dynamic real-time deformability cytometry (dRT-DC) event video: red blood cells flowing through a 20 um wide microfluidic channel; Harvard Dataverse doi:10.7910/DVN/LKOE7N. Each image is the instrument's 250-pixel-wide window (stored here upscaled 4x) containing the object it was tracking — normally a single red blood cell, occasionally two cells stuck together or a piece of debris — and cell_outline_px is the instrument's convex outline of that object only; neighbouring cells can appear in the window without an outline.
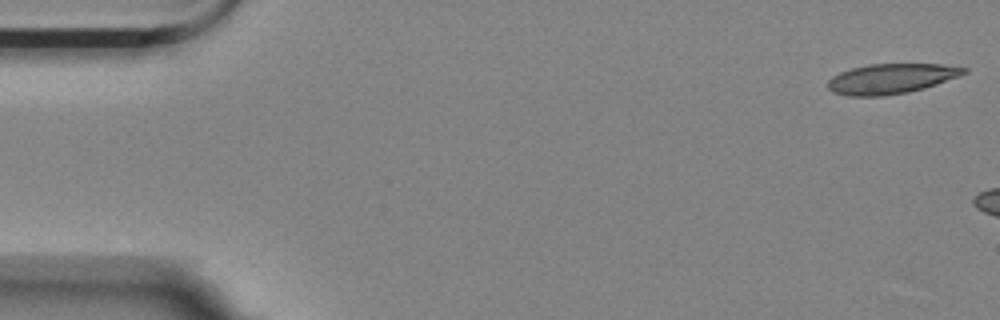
{"species": "Egyptian fruit bat (a non-hibernating species)", "species_latin": "Rousettus aegyptiacus", "temperature_condition": "room temperature", "stored_images_in_passage": 6, "camera_frame_rate_fps": 3000, "um_per_image_px": 0.085, "animal": {"sex": "female"}, "frame": {"image": 1, "passage_image": 1, "time_ms": 0.0, "image_size_px": [1000, 320], "cell_outline_px": [[968, 72], [960, 76], [924, 88], [908, 92], [884, 96], [848, 96], [832, 92], [828, 88], [828, 80], [832, 76], [840, 72], [852, 68], [868, 64], [940, 64], [968, 68]], "centroid_in_image_um": [75.74, 6.69], "position_along_channel_um": 9.3, "area_um2": 23.87}}